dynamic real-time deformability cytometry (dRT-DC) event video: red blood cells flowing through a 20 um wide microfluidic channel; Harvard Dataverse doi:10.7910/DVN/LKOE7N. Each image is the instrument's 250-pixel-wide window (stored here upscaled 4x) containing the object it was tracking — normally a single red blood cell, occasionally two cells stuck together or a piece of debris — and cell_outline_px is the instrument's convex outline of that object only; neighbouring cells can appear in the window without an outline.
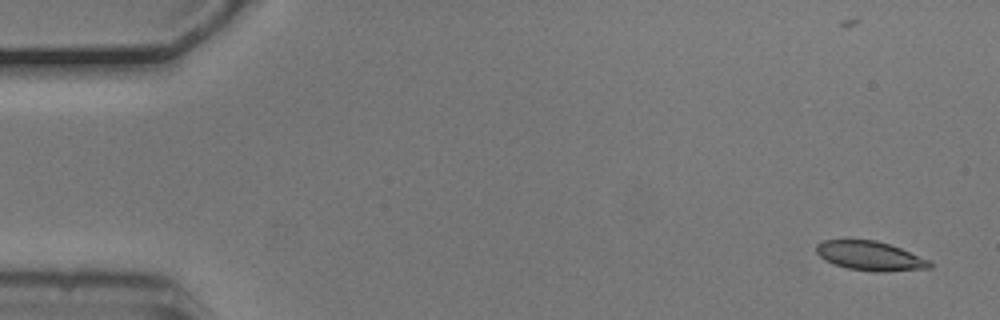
{"species": "common noctule bat (a hibernating species)", "species_latin": "Nyctalus noctula", "temperature_condition": "cold", "stored_images_in_passage": 5, "segment_of_instrument_passage": [1, 2], "camera_frame_rate_fps": 3000, "um_per_image_px": 0.085, "animal": {"sex": "male", "body_mass_g": 20.5, "forearm_length_mm": 52.5}, "frame": {"image": 1, "passage_image": 1, "time_ms": 0.0, "image_size_px": [1000, 320], "cell_outline_px": [[932, 268], [884, 272], [876, 272], [848, 268], [832, 264], [824, 260], [816, 252], [816, 244], [824, 240], [876, 240], [900, 248], [932, 260]], "centroid_in_image_um": [73.98, 21.76], "position_along_channel_um": 11.0, "area_um2": 19.48}}